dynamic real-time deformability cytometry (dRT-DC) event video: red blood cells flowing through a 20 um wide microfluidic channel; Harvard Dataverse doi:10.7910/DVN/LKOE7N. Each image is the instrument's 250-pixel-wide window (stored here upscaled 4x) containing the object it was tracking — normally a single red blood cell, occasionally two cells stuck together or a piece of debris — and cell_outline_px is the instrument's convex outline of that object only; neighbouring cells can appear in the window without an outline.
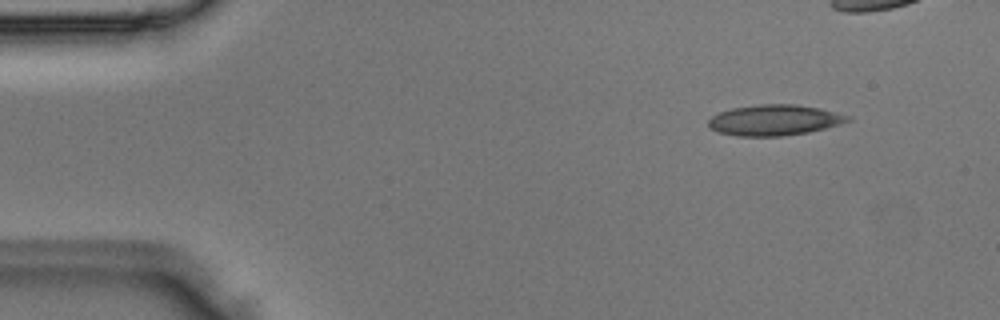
{"species": "Egyptian fruit bat (a non-hibernating species)", "species_latin": "Rousettus aegyptiacus", "temperature_condition": "room temperature", "stored_images_in_passage": 6, "camera_frame_rate_fps": 3000, "um_per_image_px": 0.085, "animal": {"sex": "male"}, "frame": {"image": 1, "passage_image": 1, "time_ms": 0.0, "image_size_px": [1000, 320], "cell_outline_px": [[852, 120], [840, 124], [808, 132], [780, 136], [736, 136], [720, 132], [712, 128], [708, 124], [708, 120], [712, 116], [720, 112], [732, 108], [760, 104], [796, 104], [820, 108], [852, 116]], "centroid_in_image_um": [65.86, 10.2], "position_along_channel_um": 19.1, "area_um2": 24.85}}
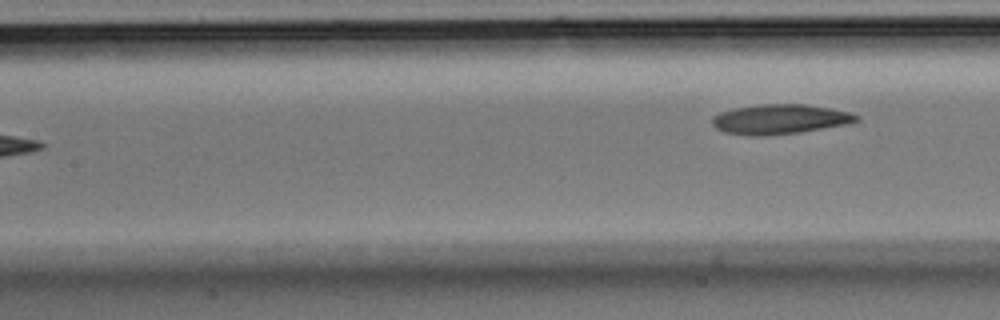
{"frame": {"image": 2, "passage_image": 6, "time_ms": 1.667, "image_size_px": [1000, 320], "cell_outline_px": [[860, 120], [848, 124], [800, 132], [764, 136], [748, 136], [724, 132], [716, 128], [712, 124], [712, 116], [720, 112], [736, 108], [760, 104], [808, 104], [848, 112], [860, 116]], "centroid_in_image_um": [66.28, 10.14], "position_along_channel_um": 141.1, "area_um2": 25.09}}